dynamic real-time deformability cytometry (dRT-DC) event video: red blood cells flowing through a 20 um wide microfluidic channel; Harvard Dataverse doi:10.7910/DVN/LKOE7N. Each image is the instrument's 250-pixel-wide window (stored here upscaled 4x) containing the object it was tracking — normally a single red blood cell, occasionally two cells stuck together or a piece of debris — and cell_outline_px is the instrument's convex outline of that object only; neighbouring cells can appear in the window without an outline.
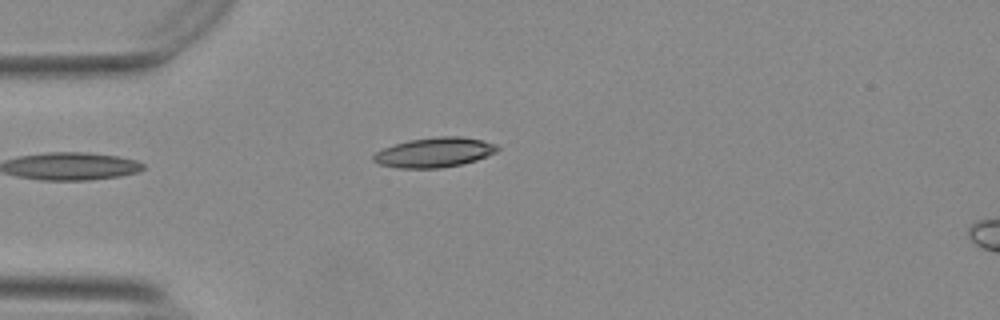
{"species": "Egyptian fruit bat (a non-hibernating species)", "species_latin": "Rousettus aegyptiacus", "temperature_condition": "warm", "stored_images_in_passage": 17, "camera_frame_rate_fps": 3000, "um_per_image_px": 0.085, "animal": {"sex": "female"}, "frame": {"image": 1, "passage_image": 1, "time_ms": 0.0, "image_size_px": [1000, 320], "cell_outline_px": [[500, 148], [496, 152], [476, 160], [460, 164], [440, 168], [400, 168], [380, 164], [372, 160], [372, 156], [376, 152], [384, 148], [408, 140], [436, 136], [460, 136], [484, 140], [496, 144]], "centroid_in_image_um": [36.94, 12.94], "position_along_channel_um": 48.1, "area_um2": 21.44}}